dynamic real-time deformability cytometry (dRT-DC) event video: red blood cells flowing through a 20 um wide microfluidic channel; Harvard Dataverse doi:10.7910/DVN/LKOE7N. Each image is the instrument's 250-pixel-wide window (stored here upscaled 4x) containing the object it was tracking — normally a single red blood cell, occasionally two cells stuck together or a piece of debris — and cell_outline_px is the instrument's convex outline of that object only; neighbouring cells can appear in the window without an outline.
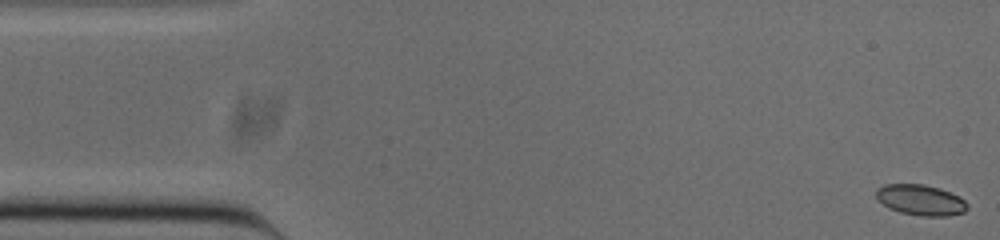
{"species": "common noctule bat (a hibernating species)", "species_latin": "Nyctalus noctula", "temperature_condition": "cold", "stored_images_in_passage": 52, "camera_frame_rate_fps": 3000, "um_per_image_px": 0.085, "animal": {"sex": "male", "body_mass_g": 20.0, "forearm_length_mm": 53.3}, "frame": {"image": 1, "passage_image": 1, "time_ms": 0.0, "image_size_px": [1000, 240], "cell_outline_px": [[968, 208], [964, 212], [948, 216], [924, 216], [900, 212], [888, 208], [876, 196], [876, 188], [884, 184], [924, 184], [940, 188], [960, 196], [968, 204]], "centroid_in_image_um": [78.28, 16.99], "position_along_channel_um": 6.7, "area_um2": 16.36}}
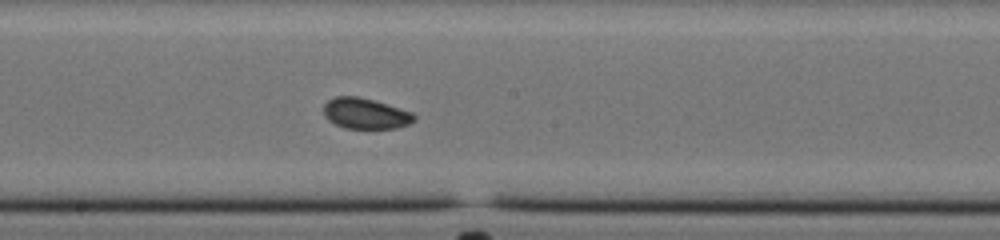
{"frame": {"image": 2, "passage_image": 27, "time_ms": 8.667, "image_size_px": [1000, 240], "cell_outline_px": [[416, 120], [408, 124], [396, 128], [344, 128], [328, 120], [324, 116], [324, 104], [328, 100], [336, 96], [356, 96], [372, 100], [412, 112], [416, 116]], "centroid_in_image_um": [31.05, 9.65], "position_along_channel_um": 217.2, "area_um2": 16.07}}
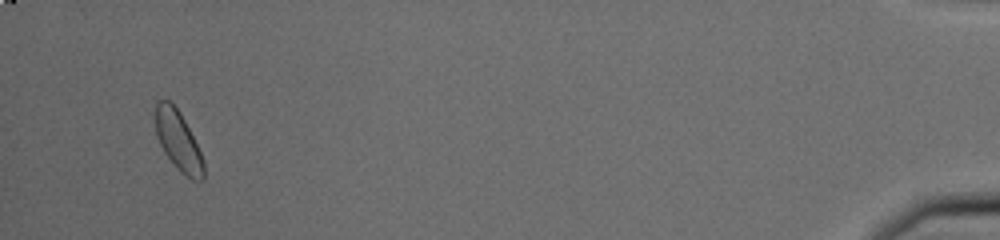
{"frame": {"image": 3, "passage_image": 50, "time_ms": 16.333, "image_size_px": [1000, 240], "cell_outline_px": [[204, 180], [192, 180], [180, 172], [176, 168], [164, 152], [156, 136], [156, 104], [160, 100], [168, 100], [180, 112], [200, 152], [204, 164]], "centroid_in_image_um": [15.15, 12.01], "position_along_channel_um": 420.1, "area_um2": 16.42}, "authors_computed_cell_mechanics": {"area_um2": 16.3574, "velocity_mm_per_s": 3.8224, "shape_relaxation_time_tau1_ms": 2.3233, "shape_relaxation_time_tau2_ms": 2.0574, "deformation_change_tau1": 0.0374, "deformation_change_tau2": 0.0421}}